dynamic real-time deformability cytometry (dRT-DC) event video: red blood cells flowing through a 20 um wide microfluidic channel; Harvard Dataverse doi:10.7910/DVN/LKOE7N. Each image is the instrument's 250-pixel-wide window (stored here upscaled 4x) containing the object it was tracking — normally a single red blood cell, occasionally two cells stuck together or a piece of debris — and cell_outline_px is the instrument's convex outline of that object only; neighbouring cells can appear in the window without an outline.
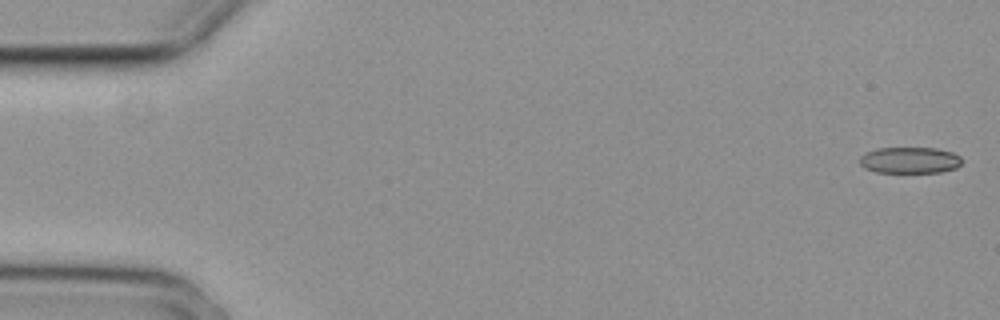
{"species": "common noctule bat (a hibernating species)", "species_latin": "Nyctalus noctula", "temperature_condition": "cold", "stored_images_in_passage": 3, "camera_frame_rate_fps": 3000, "um_per_image_px": 0.085, "animal": {"sex": "female", "body_mass_g": 29.2, "forearm_length_mm": 56.3}, "frame": {"image": 1, "passage_image": 1, "time_ms": 0.0, "image_size_px": [1000, 320], "cell_outline_px": [[964, 160], [956, 168], [940, 172], [876, 172], [864, 168], [860, 164], [860, 156], [864, 152], [876, 148], [936, 148], [952, 152], [960, 156]], "centroid_in_image_um": [77.32, 13.61], "position_along_channel_um": 7.7, "area_um2": 15.78}}